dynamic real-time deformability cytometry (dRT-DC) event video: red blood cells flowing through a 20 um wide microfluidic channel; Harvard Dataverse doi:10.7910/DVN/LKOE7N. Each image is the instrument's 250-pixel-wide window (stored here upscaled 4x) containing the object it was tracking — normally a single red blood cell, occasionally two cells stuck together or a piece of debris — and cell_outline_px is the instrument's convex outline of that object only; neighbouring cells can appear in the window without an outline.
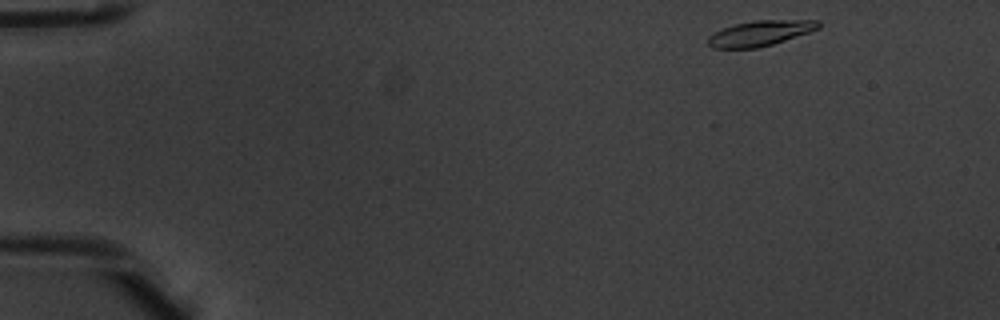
{"species": "common noctule bat (a hibernating species)", "species_latin": "Nyctalus noctula", "temperature_condition": "warm", "stored_images_in_passage": 48, "camera_frame_rate_fps": 3000, "um_per_image_px": 0.085, "animal": {"sex": "male", "body_mass_g": 20.1, "forearm_length_mm": 53.5}, "frame": {"image": 1, "passage_image": 1, "time_ms": 0.0, "image_size_px": [1000, 320], "cell_outline_px": [[820, 28], [772, 44], [756, 48], [712, 48], [708, 44], [708, 36], [724, 28], [736, 24], [756, 20], [820, 20]], "centroid_in_image_um": [64.62, 2.82], "position_along_channel_um": 20.4, "area_um2": 16.01}}
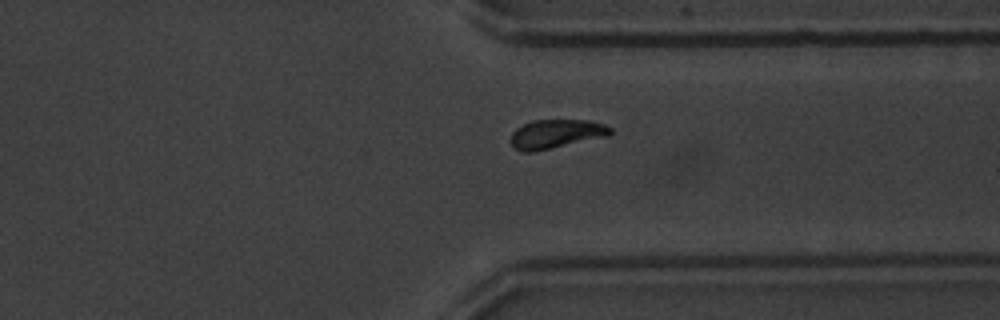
{"frame": {"image": 2, "passage_image": 36, "time_ms": 11.667, "image_size_px": [1000, 320], "cell_outline_px": [[612, 132], [608, 136], [532, 152], [524, 152], [516, 148], [508, 140], [512, 132], [516, 128], [532, 120], [588, 120], [604, 124], [612, 128]], "centroid_in_image_um": [47.25, 11.37], "position_along_channel_um": 364.2, "area_um2": 16.76}}
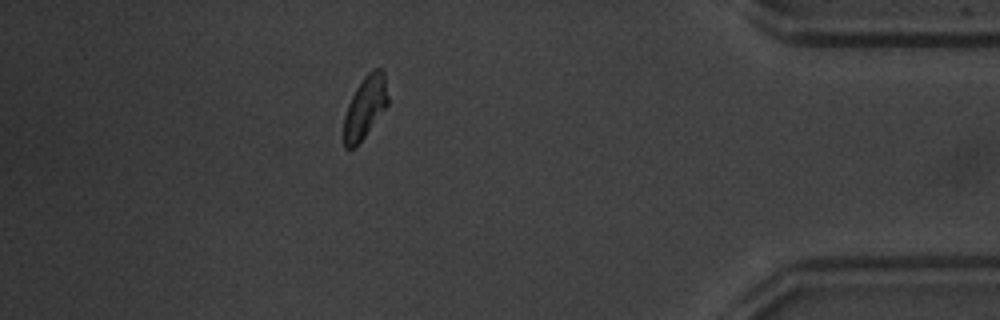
{"frame": {"image": 3, "passage_image": 42, "time_ms": 13.667, "image_size_px": [1000, 320], "cell_outline_px": [[388, 104], [356, 148], [348, 152], [344, 148], [344, 116], [348, 104], [356, 88], [364, 76], [372, 68], [380, 68], [384, 72], [388, 96]], "centroid_in_image_um": [31.01, 9.15], "position_along_channel_um": 404.2, "area_um2": 16.13}, "authors_computed_cell_mechanics": {"area_um2": 16.6464, "velocity_mm_per_s": 3.8514, "shape_relaxation_time_tau1_ms": 2.5454, "shape_relaxation_time_tau2_ms": 6.492, "deformation_change_tau1": 0.1542, "deformation_change_tau2": 0.1255}}